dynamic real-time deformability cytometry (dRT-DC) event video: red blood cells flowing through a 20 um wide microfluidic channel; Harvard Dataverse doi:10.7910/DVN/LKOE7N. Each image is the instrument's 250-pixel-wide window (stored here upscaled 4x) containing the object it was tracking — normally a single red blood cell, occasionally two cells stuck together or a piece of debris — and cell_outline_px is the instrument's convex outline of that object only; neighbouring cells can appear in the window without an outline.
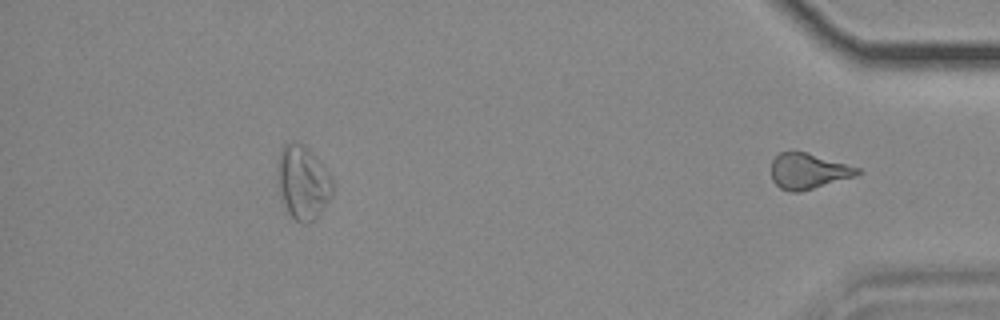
{"species": "common noctule bat (a hibernating species)", "species_latin": "Nyctalus noctula", "temperature_condition": "cold", "stored_images_in_passage": 49, "segment_of_instrument_passage": [2, 2], "camera_frame_rate_fps": 3000, "um_per_image_px": 0.085, "animal": {"sex": "female", "body_mass_g": 18.4}, "frame": {"image": 1, "passage_image": 49, "time_ms": 16.0, "image_size_px": [1000, 320], "cell_outline_px": [[864, 172], [856, 176], [800, 192], [788, 192], [780, 188], [772, 180], [772, 160], [780, 152], [808, 152], [860, 168]], "centroid_in_image_um": [68.73, 14.55], "position_along_channel_um": 366.5, "area_um2": 17.98}}